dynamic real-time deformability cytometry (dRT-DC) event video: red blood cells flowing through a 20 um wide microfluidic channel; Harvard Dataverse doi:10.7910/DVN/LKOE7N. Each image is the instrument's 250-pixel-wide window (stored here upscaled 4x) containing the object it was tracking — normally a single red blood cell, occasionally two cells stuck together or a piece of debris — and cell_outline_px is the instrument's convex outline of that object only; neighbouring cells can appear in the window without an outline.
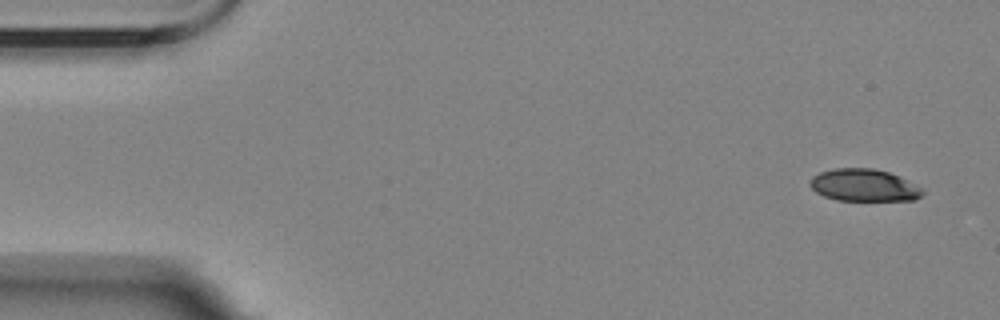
{"species": "Egyptian fruit bat (a non-hibernating species)", "species_latin": "Rousettus aegyptiacus", "temperature_condition": "room temperature", "stored_images_in_passage": 5, "segment_of_instrument_passage": [1, 2], "camera_frame_rate_fps": 3000, "um_per_image_px": 0.085, "animal": {"sex": "female"}, "frame": {"image": 1, "passage_image": 1, "time_ms": 0.0, "image_size_px": [1000, 320], "cell_outline_px": [[924, 192], [916, 200], [836, 200], [824, 196], [816, 192], [808, 184], [808, 180], [812, 176], [820, 172], [832, 168], [872, 168], [888, 172], [900, 176], [920, 188]], "centroid_in_image_um": [73.38, 15.74], "position_along_channel_um": 11.6, "area_um2": 21.15}}
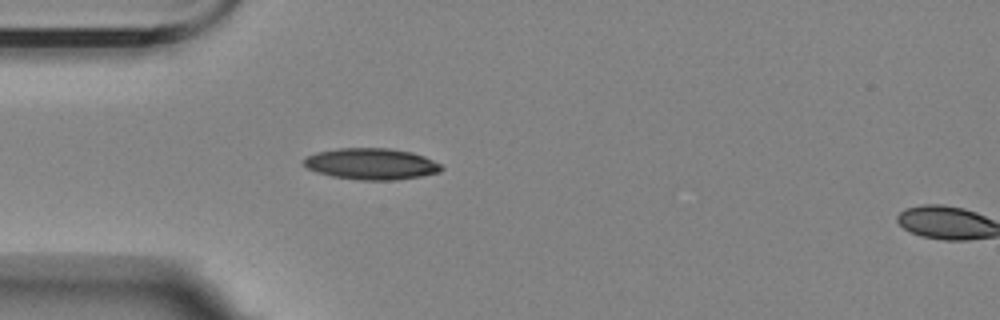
{"frame": {"image": 2, "passage_image": 4, "time_ms": 4.333, "image_size_px": [1000, 320], "cell_outline_px": [[444, 168], [440, 172], [420, 176], [396, 180], [360, 180], [332, 176], [316, 172], [308, 168], [304, 164], [304, 160], [308, 156], [316, 152], [340, 148], [388, 148], [412, 152], [424, 156], [440, 164]], "centroid_in_image_um": [31.58, 13.93], "position_along_channel_um": 53.4, "area_um2": 25.03}}